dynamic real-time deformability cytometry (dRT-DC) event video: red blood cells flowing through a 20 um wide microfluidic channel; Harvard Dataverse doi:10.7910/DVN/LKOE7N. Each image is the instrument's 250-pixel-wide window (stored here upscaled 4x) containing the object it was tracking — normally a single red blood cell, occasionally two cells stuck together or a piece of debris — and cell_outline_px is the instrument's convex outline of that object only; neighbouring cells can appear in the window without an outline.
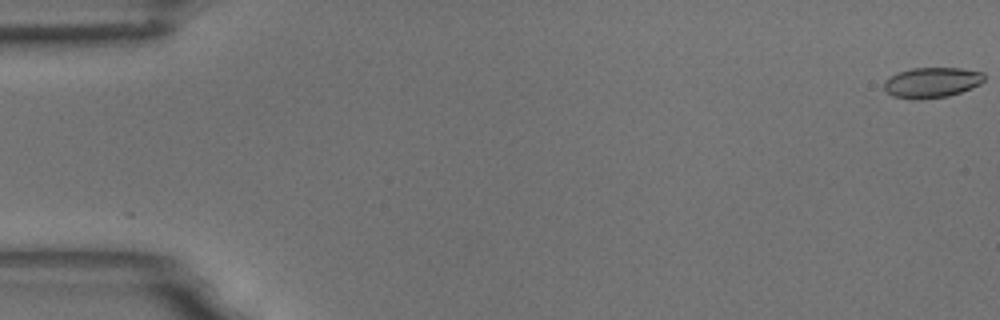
{"species": "common noctule bat (a hibernating species)", "species_latin": "Nyctalus noctula", "temperature_condition": "room temperature", "stored_images_in_passage": 5, "camera_frame_rate_fps": 3000, "um_per_image_px": 0.085, "animal": {"sex": "male", "body_mass_g": 18.8}, "frame": {"image": 1, "passage_image": 1, "time_ms": 0.0, "image_size_px": [1000, 320], "cell_outline_px": [[984, 80], [980, 84], [960, 92], [948, 96], [892, 96], [884, 88], [884, 80], [896, 72], [912, 68], [960, 68], [984, 72]], "centroid_in_image_um": [79.23, 6.95], "position_along_channel_um": 5.8, "area_um2": 16.99}}
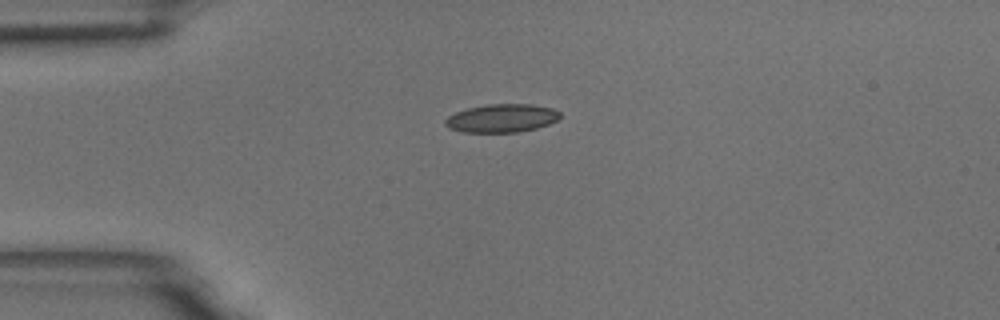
{"frame": {"image": 2, "passage_image": 5, "time_ms": 1.333, "image_size_px": [1000, 320], "cell_outline_px": [[560, 116], [556, 120], [548, 124], [536, 128], [516, 132], [460, 132], [448, 128], [444, 124], [444, 120], [448, 116], [456, 112], [468, 108], [488, 104], [528, 104], [552, 108], [560, 112]], "centroid_in_image_um": [42.6, 10.05], "position_along_channel_um": 42.4, "area_um2": 18.84}}